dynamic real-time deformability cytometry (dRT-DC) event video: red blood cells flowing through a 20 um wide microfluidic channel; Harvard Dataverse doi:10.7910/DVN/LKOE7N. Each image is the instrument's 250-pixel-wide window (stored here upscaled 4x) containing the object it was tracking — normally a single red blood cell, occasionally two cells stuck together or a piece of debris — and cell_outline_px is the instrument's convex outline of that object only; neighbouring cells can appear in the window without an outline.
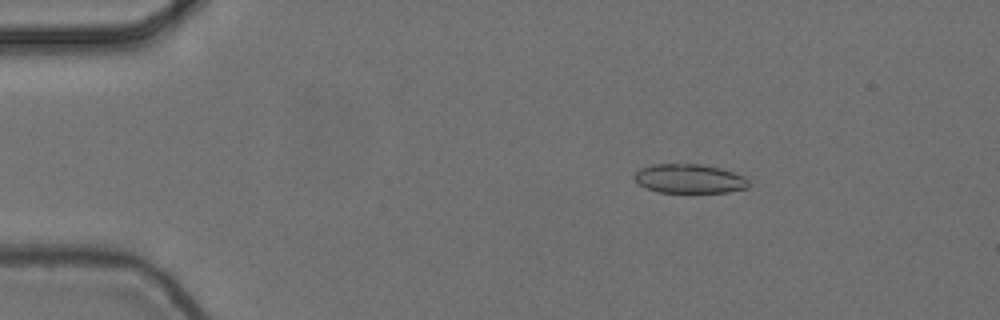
{"species": "common noctule bat (a hibernating species)", "species_latin": "Nyctalus noctula", "temperature_condition": "cold", "stored_images_in_passage": 55, "camera_frame_rate_fps": 3000, "um_per_image_px": 0.085, "animal": {"sex": "female", "body_mass_g": 24.6, "forearm_length_mm": 56.2}, "frame": {"image": 1, "passage_image": 9, "time_ms": 2.667, "image_size_px": [1000, 320], "cell_outline_px": [[748, 188], [728, 192], [660, 192], [644, 188], [632, 176], [640, 168], [652, 164], [700, 164], [720, 168], [744, 176], [748, 180]], "centroid_in_image_um": [58.58, 15.19], "position_along_channel_um": 26.4, "area_um2": 19.36}}
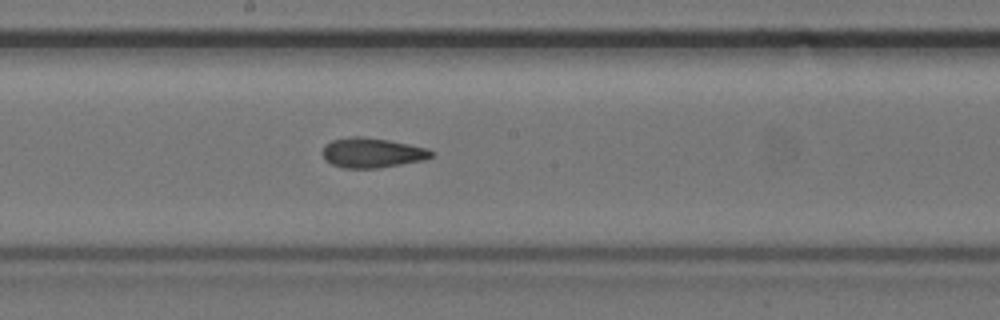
{"frame": {"image": 2, "passage_image": 30, "time_ms": 9.667, "image_size_px": [1000, 320], "cell_outline_px": [[436, 152], [432, 156], [424, 160], [380, 168], [344, 168], [332, 164], [324, 160], [324, 144], [332, 140], [352, 136], [360, 136], [388, 140], [428, 148]], "centroid_in_image_um": [31.65, 12.99], "position_along_channel_um": 216.6, "area_um2": 18.96}}
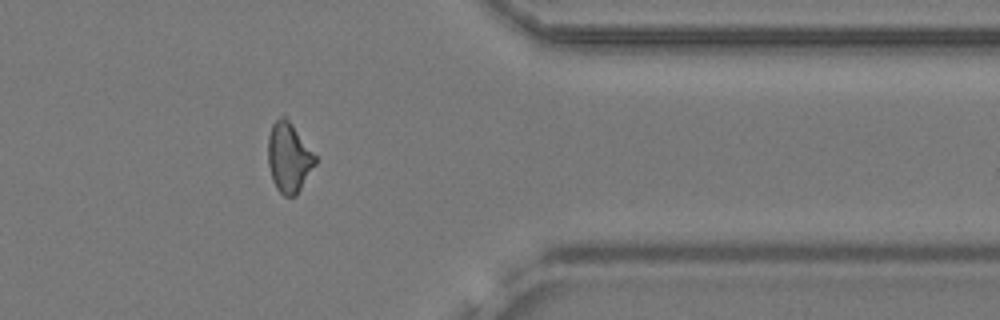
{"frame": {"image": 3, "passage_image": 45, "time_ms": 14.667, "image_size_px": [1000, 320], "cell_outline_px": [[316, 164], [296, 196], [284, 196], [276, 188], [272, 180], [268, 164], [268, 136], [272, 124], [280, 116], [284, 116], [292, 124], [316, 156]], "centroid_in_image_um": [24.54, 13.4], "position_along_channel_um": 386.9, "area_um2": 19.13}, "authors_computed_cell_mechanics": {"area_um2": 19.363, "velocity_mm_per_s": 3.7047, "shape_relaxation_time_tau1_ms": null, "shape_relaxation_time_tau2_ms": 2.4304, "deformation_change_tau1": null, "deformation_change_tau2": 0.0889}}